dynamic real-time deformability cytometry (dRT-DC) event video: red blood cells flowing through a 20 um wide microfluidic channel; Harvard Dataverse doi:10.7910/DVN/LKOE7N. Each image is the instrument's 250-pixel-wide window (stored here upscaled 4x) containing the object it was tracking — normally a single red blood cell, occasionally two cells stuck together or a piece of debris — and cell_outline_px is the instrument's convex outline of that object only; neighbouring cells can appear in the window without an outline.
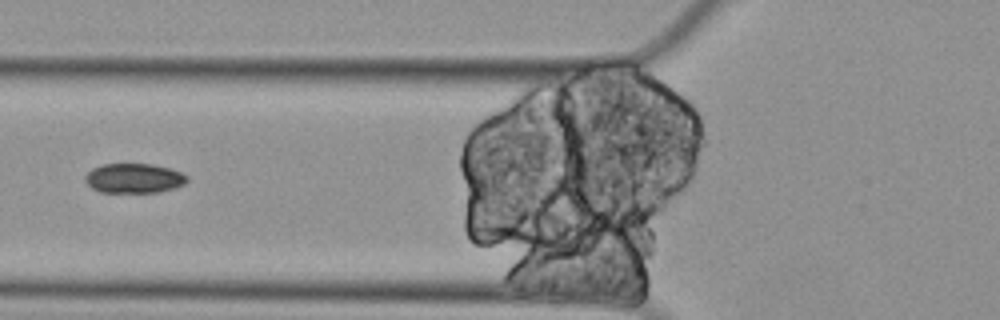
{"species": "Egyptian fruit bat (a non-hibernating species)", "species_latin": "Rousettus aegyptiacus", "temperature_condition": "cold", "stored_images_in_passage": 2, "camera_frame_rate_fps": 3000, "um_per_image_px": 0.085, "animal": {"sex": "female"}, "frame": {"image": 1, "passage_image": 2, "time_ms": 0.333, "image_size_px": [1000, 320], "cell_outline_px": [[188, 180], [184, 184], [172, 188], [156, 192], [100, 192], [92, 188], [84, 180], [84, 176], [92, 168], [104, 164], [152, 164], [168, 168], [180, 172], [188, 176]], "centroid_in_image_um": [11.36, 15.15], "position_along_channel_um": 114.4, "area_um2": 17.46}}